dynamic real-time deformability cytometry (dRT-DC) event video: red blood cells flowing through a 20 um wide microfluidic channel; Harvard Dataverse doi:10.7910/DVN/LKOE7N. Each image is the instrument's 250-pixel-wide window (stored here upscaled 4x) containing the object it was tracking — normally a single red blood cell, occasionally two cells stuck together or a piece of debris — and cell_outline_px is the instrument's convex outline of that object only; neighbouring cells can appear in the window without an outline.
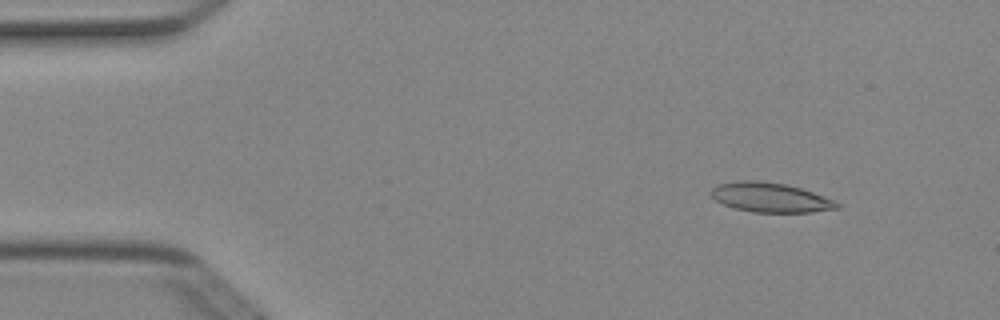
{"species": "Egyptian fruit bat (a non-hibernating species)", "species_latin": "Rousettus aegyptiacus", "temperature_condition": "cold", "stored_images_in_passage": 5, "camera_frame_rate_fps": 3000, "um_per_image_px": 0.085, "animal": {"sex": "female"}, "frame": {"image": 1, "passage_image": 5, "time_ms": 1.333, "image_size_px": [1000, 320], "cell_outline_px": [[840, 208], [812, 212], [752, 212], [736, 208], [724, 204], [716, 200], [712, 196], [712, 188], [720, 184], [736, 180], [756, 180], [784, 184], [800, 188], [812, 192], [832, 200], [840, 204]], "centroid_in_image_um": [65.47, 16.78], "position_along_channel_um": 19.5, "area_um2": 21.33}}